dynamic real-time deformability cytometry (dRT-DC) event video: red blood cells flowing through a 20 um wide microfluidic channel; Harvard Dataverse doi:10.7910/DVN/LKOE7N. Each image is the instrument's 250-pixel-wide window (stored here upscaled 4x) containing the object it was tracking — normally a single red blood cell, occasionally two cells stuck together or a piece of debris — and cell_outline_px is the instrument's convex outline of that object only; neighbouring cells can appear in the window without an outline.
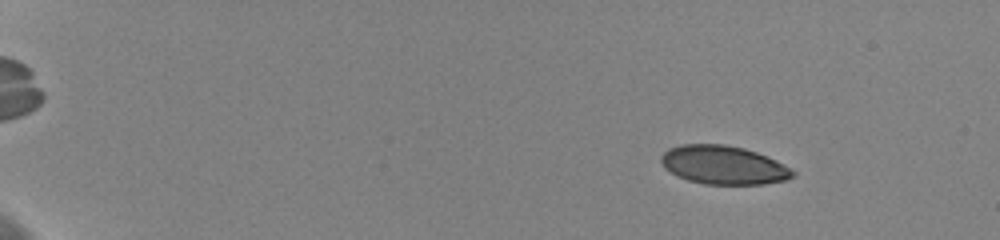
{"species": "human", "species_latin": "Homo sapiens", "temperature_condition": "cold", "stored_images_in_passage": 21, "camera_frame_rate_fps": 3000, "um_per_image_px": 0.085, "donor": {"sex": "female"}, "frame": {"image": 1, "passage_image": 9, "time_ms": 2.667, "image_size_px": [1000, 240], "cell_outline_px": [[796, 176], [784, 180], [764, 184], [704, 184], [688, 180], [676, 176], [664, 168], [660, 160], [660, 156], [668, 148], [680, 144], [724, 144], [744, 148], [756, 152], [776, 160], [784, 164], [796, 172]], "centroid_in_image_um": [61.48, 14.02], "position_along_channel_um": 23.5, "area_um2": 29.82}}